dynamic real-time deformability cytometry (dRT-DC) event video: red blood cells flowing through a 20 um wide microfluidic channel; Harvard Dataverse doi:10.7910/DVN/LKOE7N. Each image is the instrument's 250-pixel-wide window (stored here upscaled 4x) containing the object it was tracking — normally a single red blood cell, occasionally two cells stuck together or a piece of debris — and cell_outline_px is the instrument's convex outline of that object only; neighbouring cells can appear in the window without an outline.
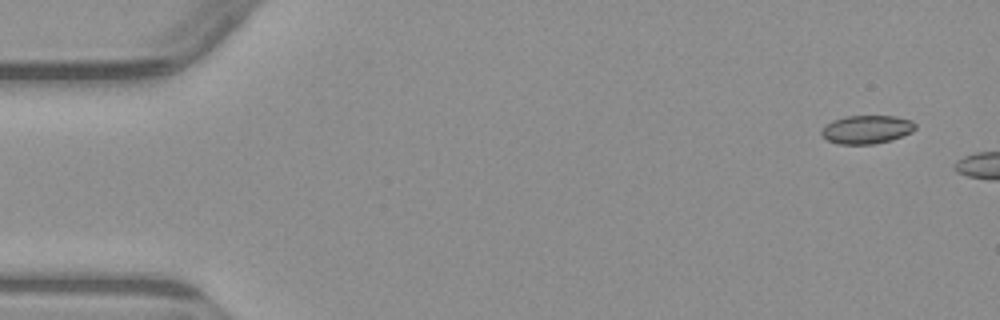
{"species": "common noctule bat (a hibernating species)", "species_latin": "Nyctalus noctula", "temperature_condition": "warm", "stored_images_in_passage": 2, "camera_frame_rate_fps": 3000, "um_per_image_px": 0.085, "animal": {"sex": "male", "body_mass_g": 23.1, "forearm_length_mm": 52.7}, "frame": {"image": 1, "passage_image": 1, "time_ms": 0.0, "image_size_px": [1000, 320], "cell_outline_px": [[916, 128], [912, 132], [892, 140], [872, 144], [840, 144], [828, 140], [820, 132], [832, 120], [844, 116], [896, 116], [912, 120], [916, 124]], "centroid_in_image_um": [73.71, 11.0], "position_along_channel_um": 11.3, "area_um2": 15.49}}